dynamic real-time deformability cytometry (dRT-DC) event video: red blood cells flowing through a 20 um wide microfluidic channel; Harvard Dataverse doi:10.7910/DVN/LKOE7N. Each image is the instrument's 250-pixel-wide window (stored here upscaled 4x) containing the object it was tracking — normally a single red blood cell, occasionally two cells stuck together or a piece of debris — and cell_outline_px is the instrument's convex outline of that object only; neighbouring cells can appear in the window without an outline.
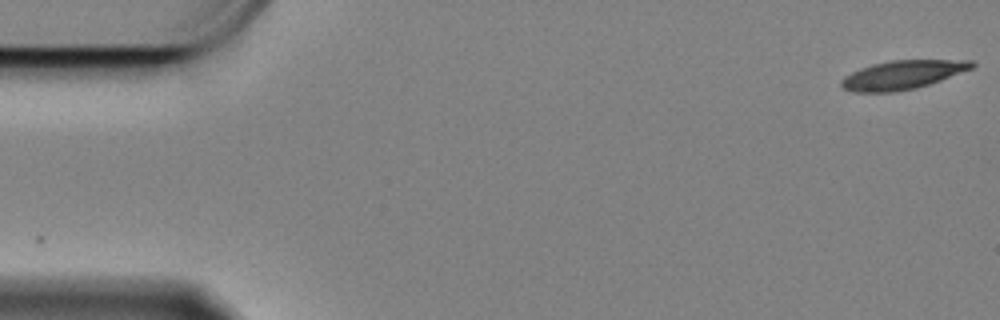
{"species": "Egyptian fruit bat (a non-hibernating species)", "species_latin": "Rousettus aegyptiacus", "temperature_condition": "cold", "stored_images_in_passage": 15, "camera_frame_rate_fps": 3000, "um_per_image_px": 0.085, "animal": {"sex": "female"}, "frame": {"image": 1, "passage_image": 1, "time_ms": 0.0, "image_size_px": [1000, 320], "cell_outline_px": [[976, 64], [972, 68], [940, 80], [916, 88], [892, 92], [856, 92], [844, 88], [840, 84], [840, 80], [844, 76], [860, 68], [872, 64], [892, 60], [972, 60]], "centroid_in_image_um": [76.69, 6.35], "position_along_channel_um": 8.3, "area_um2": 21.68}}
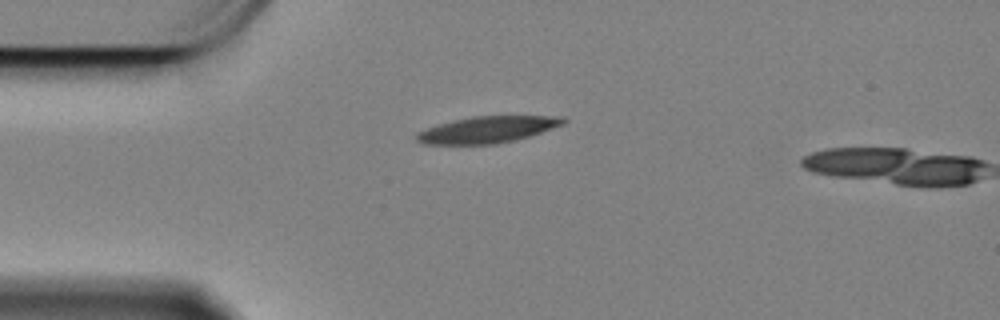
{"frame": {"image": 2, "passage_image": 14, "time_ms": 4.333, "image_size_px": [1000, 320], "cell_outline_px": [[568, 120], [564, 124], [528, 136], [496, 144], [424, 144], [416, 140], [416, 132], [436, 124], [452, 120], [472, 116], [564, 116]], "centroid_in_image_um": [41.4, 11.0], "position_along_channel_um": 43.6, "area_um2": 22.66}}